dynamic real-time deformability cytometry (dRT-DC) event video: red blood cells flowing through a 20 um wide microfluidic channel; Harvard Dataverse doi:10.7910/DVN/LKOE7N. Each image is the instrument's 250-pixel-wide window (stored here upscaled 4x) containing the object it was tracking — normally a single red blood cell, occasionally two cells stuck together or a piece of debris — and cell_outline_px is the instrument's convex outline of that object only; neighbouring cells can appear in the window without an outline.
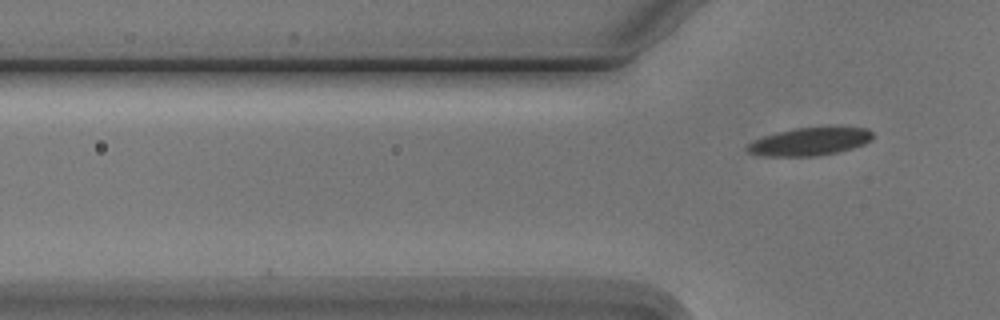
{"species": "Egyptian fruit bat (a non-hibernating species)", "species_latin": "Rousettus aegyptiacus", "temperature_condition": "cold", "stored_images_in_passage": 7, "camera_frame_rate_fps": 3000, "um_per_image_px": 0.085, "animal": {"sex": "male"}, "frame": {"image": 1, "passage_image": 7, "time_ms": 7.0, "image_size_px": [1000, 320], "cell_outline_px": [[872, 136], [864, 144], [852, 148], [836, 152], [816, 156], [764, 156], [748, 152], [744, 148], [752, 140], [764, 136], [796, 128], [868, 128], [872, 132]], "centroid_in_image_um": [68.76, 12.05], "position_along_channel_um": 57.0, "area_um2": 19.94}}